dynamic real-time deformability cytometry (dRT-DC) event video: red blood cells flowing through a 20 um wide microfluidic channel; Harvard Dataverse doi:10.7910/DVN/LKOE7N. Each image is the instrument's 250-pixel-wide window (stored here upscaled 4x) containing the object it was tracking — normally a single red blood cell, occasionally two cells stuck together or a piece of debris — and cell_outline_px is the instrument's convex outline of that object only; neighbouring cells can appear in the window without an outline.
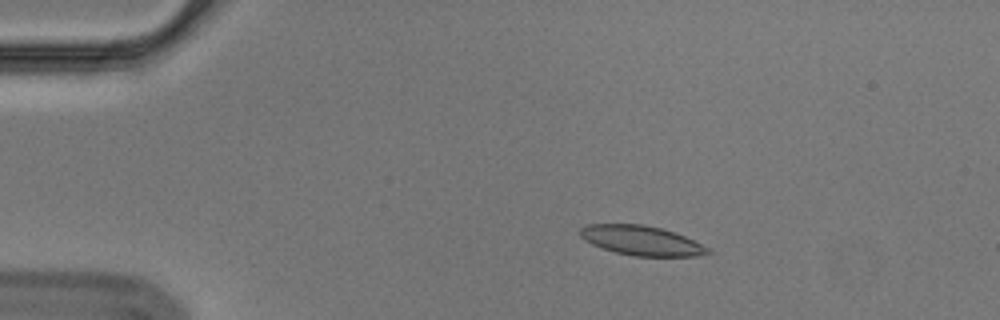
{"species": "Egyptian fruit bat (a non-hibernating species)", "species_latin": "Rousettus aegyptiacus", "temperature_condition": "cold", "stored_images_in_passage": 56, "camera_frame_rate_fps": 3000, "um_per_image_px": 0.085, "animal": {"sex": "male"}, "frame": {"image": 1, "passage_image": 10, "time_ms": 3.0, "image_size_px": [1000, 320], "cell_outline_px": [[712, 252], [696, 256], [632, 256], [616, 252], [592, 244], [584, 240], [580, 236], [580, 228], [588, 224], [644, 224], [660, 228], [684, 236], [708, 248]], "centroid_in_image_um": [54.48, 20.44], "position_along_channel_um": 30.5, "area_um2": 21.73}}
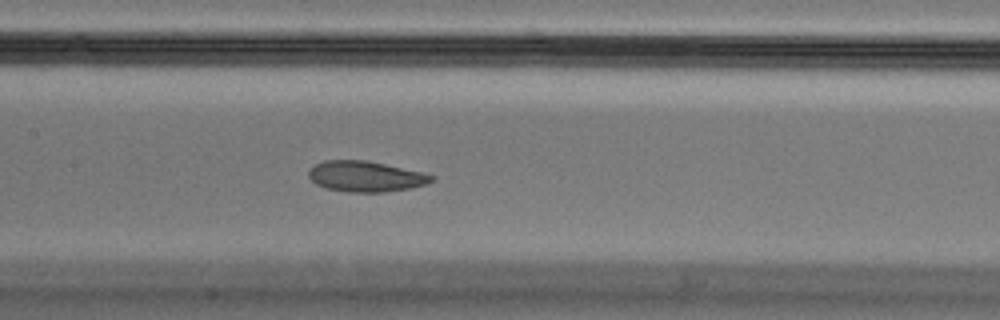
{"frame": {"image": 2, "passage_image": 27, "time_ms": 8.667, "image_size_px": [1000, 320], "cell_outline_px": [[436, 180], [412, 188], [384, 192], [348, 192], [324, 188], [316, 184], [308, 176], [308, 172], [316, 164], [324, 160], [368, 160], [420, 172], [436, 176]], "centroid_in_image_um": [31.08, 15.0], "position_along_channel_um": 176.3, "area_um2": 21.96}}
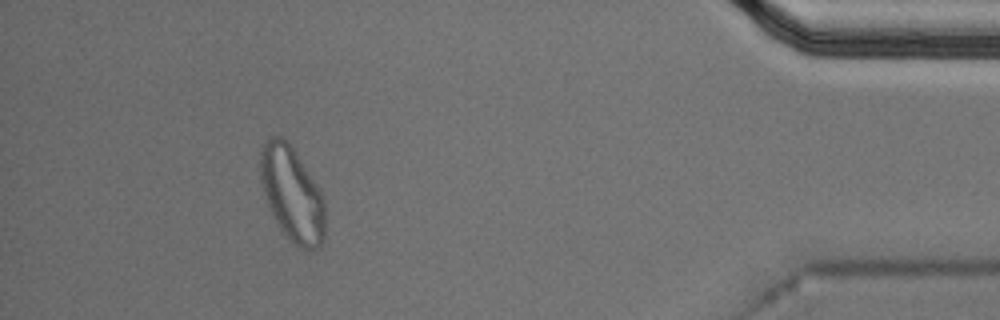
{"frame": {"image": 3, "passage_image": 51, "time_ms": 16.667, "image_size_px": [1000, 320], "cell_outline_px": [[324, 244], [312, 252], [308, 252], [292, 244], [280, 228], [264, 196], [260, 180], [260, 152], [264, 140], [268, 136], [284, 136], [288, 140], [320, 192], [324, 200]], "centroid_in_image_um": [24.81, 16.52], "position_along_channel_um": 410.4, "area_um2": 35.89}, "authors_computed_cell_mechanics": {"area_um2": 22.7732, "velocity_mm_per_s": 3.5684, "shape_relaxation_time_tau1_ms": null, "shape_relaxation_time_tau2_ms": 2.4721, "deformation_change_tau1": null, "deformation_change_tau2": 0.0801}}